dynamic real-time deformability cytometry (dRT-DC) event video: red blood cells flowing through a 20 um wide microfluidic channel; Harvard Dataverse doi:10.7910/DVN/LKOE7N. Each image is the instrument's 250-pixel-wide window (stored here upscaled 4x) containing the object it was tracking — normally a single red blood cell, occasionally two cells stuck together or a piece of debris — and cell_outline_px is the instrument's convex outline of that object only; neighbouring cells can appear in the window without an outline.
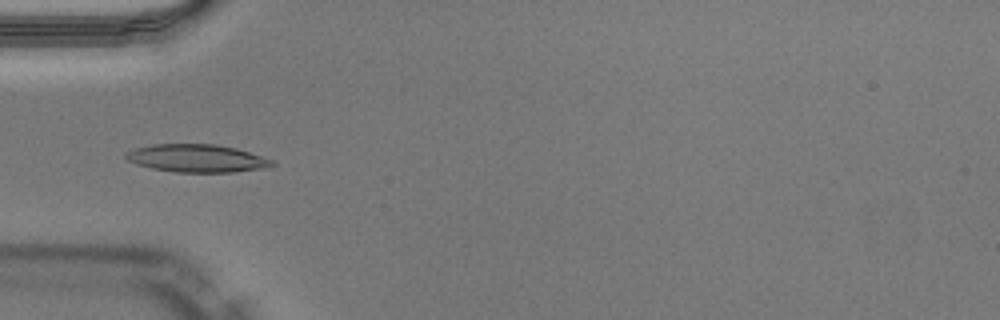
{"species": "Egyptian fruit bat (a non-hibernating species)", "species_latin": "Rousettus aegyptiacus", "temperature_condition": "warm", "stored_images_in_passage": 36, "camera_frame_rate_fps": 3000, "um_per_image_px": 0.085, "animal": {"sex": "male"}, "frame": {"image": 1, "passage_image": 5, "time_ms": 1.333, "image_size_px": [1000, 320], "cell_outline_px": [[276, 164], [264, 168], [232, 172], [176, 172], [152, 168], [136, 164], [128, 160], [124, 156], [128, 152], [136, 148], [152, 144], [216, 144], [236, 148], [272, 160]], "centroid_in_image_um": [16.72, 13.45], "position_along_channel_um": 68.3, "area_um2": 23.47}}
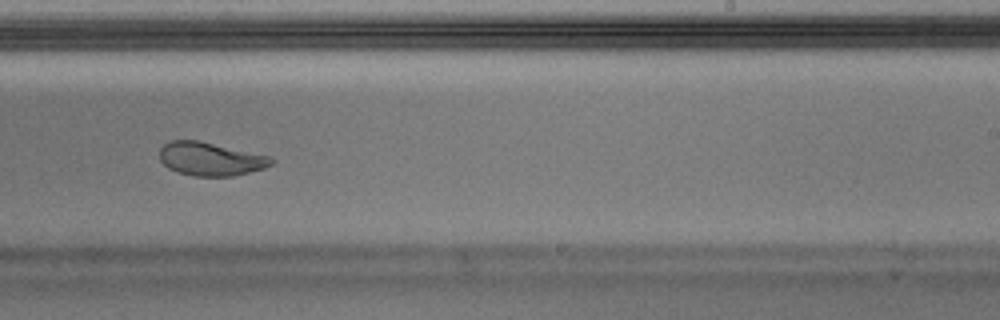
{"frame": {"image": 2, "passage_image": 20, "time_ms": 6.333, "image_size_px": [1000, 320], "cell_outline_px": [[276, 160], [272, 164], [264, 168], [232, 176], [196, 176], [176, 172], [168, 168], [160, 160], [160, 148], [168, 140], [196, 140], [272, 156]], "centroid_in_image_um": [17.9, 13.51], "position_along_channel_um": 271.1, "area_um2": 21.79}, "authors_computed_cell_mechanics": {"area_um2": 21.6172, "velocity_mm_per_s": 4.0422, "shape_relaxation_time_tau1_ms": 6.6122, "shape_relaxation_time_tau2_ms": 1.0009, "deformation_change_tau1": 0.2142, "deformation_change_tau2": 0.046}}